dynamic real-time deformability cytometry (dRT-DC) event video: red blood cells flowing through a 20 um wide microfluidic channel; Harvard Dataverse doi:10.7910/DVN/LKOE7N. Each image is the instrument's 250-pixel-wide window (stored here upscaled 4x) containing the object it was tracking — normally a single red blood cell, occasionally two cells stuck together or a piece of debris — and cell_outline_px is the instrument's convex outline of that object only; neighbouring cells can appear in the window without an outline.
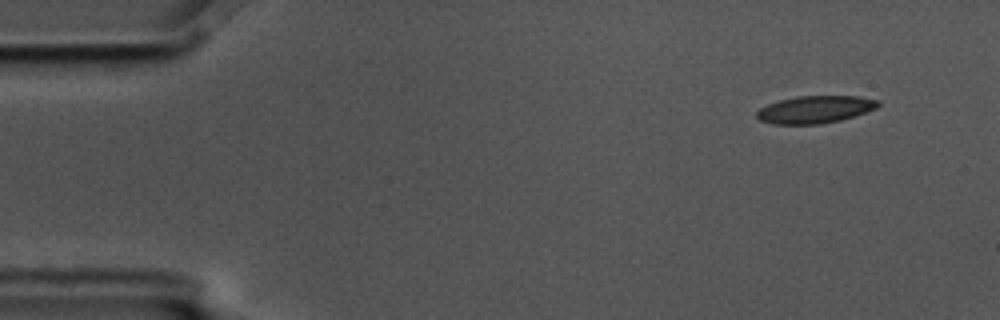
{"species": "common noctule bat (a hibernating species)", "species_latin": "Nyctalus noctula", "temperature_condition": "cold", "stored_images_in_passage": 5, "segment_of_instrument_passage": [1, 2], "camera_frame_rate_fps": 3000, "um_per_image_px": 0.085, "animal": {"sex": "male", "body_mass_g": 17.5, "forearm_length_mm": 52.3}, "frame": {"image": 1, "passage_image": 1, "time_ms": 0.0, "image_size_px": [1000, 320], "cell_outline_px": [[880, 104], [876, 108], [840, 120], [820, 124], [772, 124], [760, 120], [756, 116], [756, 112], [760, 108], [768, 104], [780, 100], [796, 96], [856, 96], [880, 100]], "centroid_in_image_um": [69.26, 9.3], "position_along_channel_um": 15.7, "area_um2": 19.25}}